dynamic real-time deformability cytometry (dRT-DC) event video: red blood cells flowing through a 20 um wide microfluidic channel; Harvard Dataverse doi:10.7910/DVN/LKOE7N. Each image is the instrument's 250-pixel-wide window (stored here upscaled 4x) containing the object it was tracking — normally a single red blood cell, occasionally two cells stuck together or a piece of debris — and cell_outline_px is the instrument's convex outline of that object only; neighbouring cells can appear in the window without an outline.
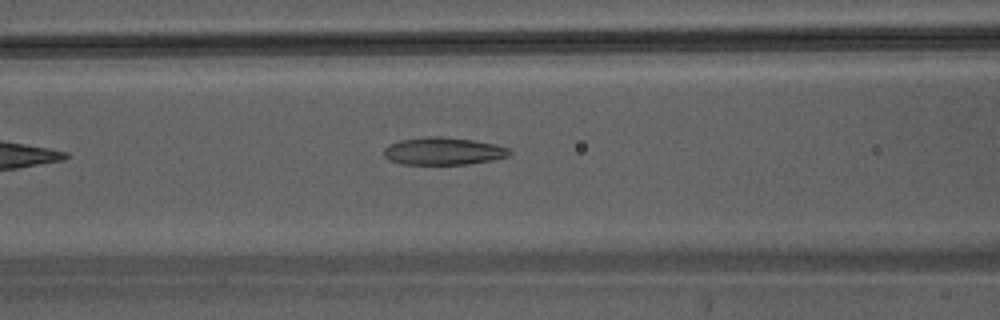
{"species": "Egyptian fruit bat (a non-hibernating species)", "species_latin": "Rousettus aegyptiacus", "temperature_condition": "warm", "stored_images_in_passage": 20, "camera_frame_rate_fps": 3000, "um_per_image_px": 0.085, "animal": {"sex": "male"}, "frame": {"image": 1, "passage_image": 6, "time_ms": 1.667, "image_size_px": [1000, 320], "cell_outline_px": [[512, 156], [492, 160], [468, 164], [404, 164], [388, 160], [384, 156], [384, 148], [388, 144], [400, 140], [424, 136], [444, 136], [472, 140], [492, 144], [508, 148], [512, 152]], "centroid_in_image_um": [37.67, 12.84], "position_along_channel_um": 128.9, "area_um2": 20.29}}